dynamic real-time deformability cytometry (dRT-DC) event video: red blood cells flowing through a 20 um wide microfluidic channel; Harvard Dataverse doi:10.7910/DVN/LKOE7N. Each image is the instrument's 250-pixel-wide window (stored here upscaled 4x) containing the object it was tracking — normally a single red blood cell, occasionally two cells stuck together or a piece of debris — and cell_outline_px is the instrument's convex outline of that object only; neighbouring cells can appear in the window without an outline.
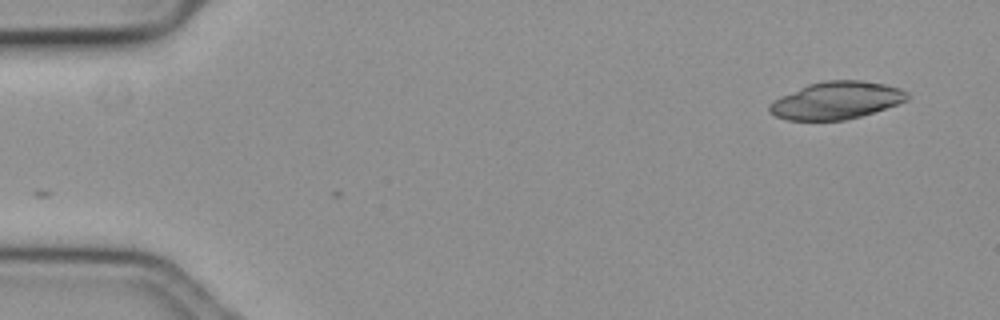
{"species": "common noctule bat (a hibernating species)", "species_latin": "Nyctalus noctula", "temperature_condition": "cold", "stored_images_in_passage": 13, "camera_frame_rate_fps": 3000, "um_per_image_px": 0.085, "animal": {"sex": "female", "body_mass_g": 19.3, "forearm_length_mm": 54.1}, "frame": {"image": 1, "passage_image": 1, "time_ms": 0.0, "image_size_px": [1000, 320], "cell_outline_px": [[912, 96], [908, 100], [860, 116], [844, 120], [788, 120], [776, 116], [768, 112], [768, 104], [780, 96], [808, 84], [824, 80], [860, 80], [884, 84], [900, 88], [908, 92]], "centroid_in_image_um": [71.08, 8.53], "position_along_channel_um": 13.9, "area_um2": 30.06}}